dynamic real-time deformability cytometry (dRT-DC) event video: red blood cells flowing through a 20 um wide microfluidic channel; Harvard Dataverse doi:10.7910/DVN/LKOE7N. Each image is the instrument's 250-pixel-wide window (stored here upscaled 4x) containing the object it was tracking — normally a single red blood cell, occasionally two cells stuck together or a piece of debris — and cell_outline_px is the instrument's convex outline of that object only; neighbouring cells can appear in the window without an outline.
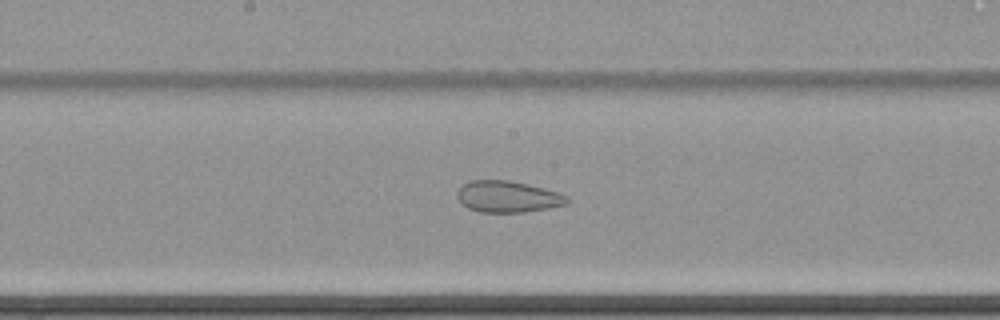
{"species": "common noctule bat (a hibernating species)", "species_latin": "Nyctalus noctula", "temperature_condition": "cold", "stored_images_in_passage": 44, "camera_frame_rate_fps": 3000, "um_per_image_px": 0.085, "animal": {"sex": "female", "body_mass_g": 22.7, "forearm_length_mm": 54.2}, "frame": {"image": 1, "passage_image": 17, "time_ms": 5.333, "image_size_px": [1000, 320], "cell_outline_px": [[568, 204], [548, 208], [524, 212], [480, 212], [468, 208], [456, 196], [456, 192], [468, 180], [508, 180], [528, 184], [560, 192], [568, 196]], "centroid_in_image_um": [43.18, 16.71], "position_along_channel_um": 205.0, "area_um2": 20.17}}
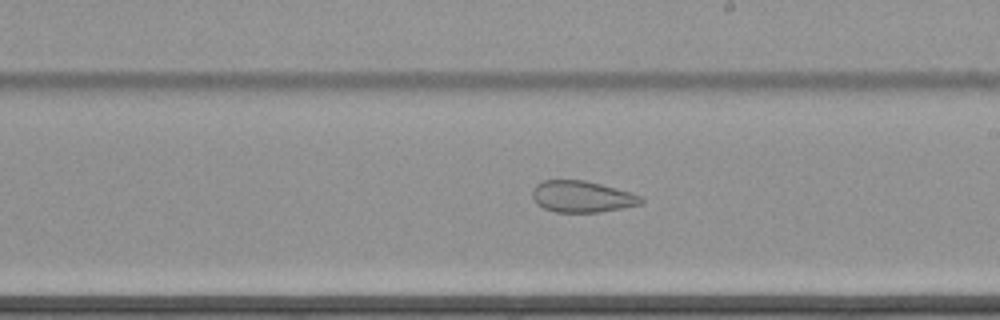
{"frame": {"image": 2, "passage_image": 20, "time_ms": 6.333, "image_size_px": [1000, 320], "cell_outline_px": [[644, 204], [600, 212], [556, 212], [544, 208], [536, 204], [532, 196], [532, 192], [536, 184], [544, 180], [584, 180], [600, 184], [628, 192], [640, 196], [644, 200]], "centroid_in_image_um": [49.45, 16.72], "position_along_channel_um": 239.5, "area_um2": 19.83}}
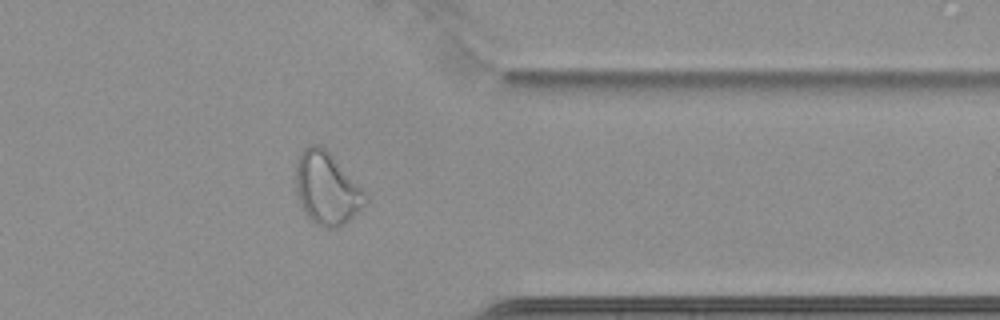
{"frame": {"image": 3, "passage_image": 33, "time_ms": 10.667, "image_size_px": [1000, 320], "cell_outline_px": [[368, 200], [344, 224], [336, 228], [324, 228], [308, 220], [304, 216], [300, 204], [296, 188], [296, 160], [300, 152], [304, 148], [312, 144], [320, 144], [332, 156], [368, 196]], "centroid_in_image_um": [27.72, 16.04], "position_along_channel_um": 383.7, "area_um2": 29.13}, "authors_computed_cell_mechanics": {"area_um2": 24.854, "velocity_mm_per_s": 3.4651, "shape_relaxation_time_tau1_ms": null, "shape_relaxation_time_tau2_ms": 2.0989, "deformation_change_tau1": null, "deformation_change_tau2": 0.0886}}